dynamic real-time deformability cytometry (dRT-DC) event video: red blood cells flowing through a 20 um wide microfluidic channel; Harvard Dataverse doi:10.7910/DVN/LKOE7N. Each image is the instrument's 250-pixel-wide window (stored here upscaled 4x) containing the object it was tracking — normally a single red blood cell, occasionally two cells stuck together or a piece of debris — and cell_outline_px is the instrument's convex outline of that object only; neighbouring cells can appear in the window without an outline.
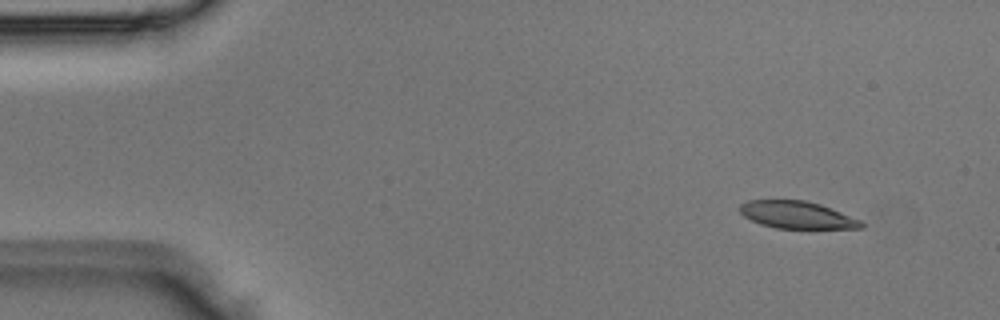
{"species": "Egyptian fruit bat (a non-hibernating species)", "species_latin": "Rousettus aegyptiacus", "temperature_condition": "room temperature", "stored_images_in_passage": 5, "camera_frame_rate_fps": 3000, "um_per_image_px": 0.085, "animal": {"sex": "male"}, "frame": {"image": 1, "passage_image": 1, "time_ms": 0.0, "image_size_px": [1000, 320], "cell_outline_px": [[864, 228], [776, 228], [760, 224], [744, 216], [740, 212], [740, 204], [748, 200], [804, 200], [820, 204], [860, 220], [864, 224]], "centroid_in_image_um": [67.72, 18.26], "position_along_channel_um": 17.3, "area_um2": 19.07}}
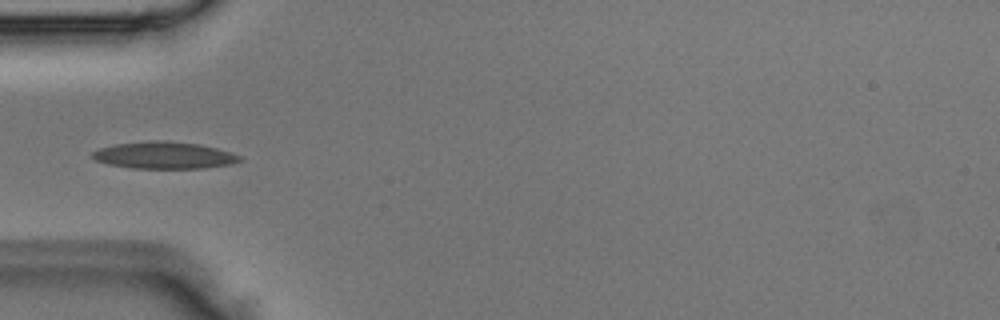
{"frame": {"image": 2, "passage_image": 4, "time_ms": 1.0, "image_size_px": [1000, 320], "cell_outline_px": [[244, 160], [232, 164], [204, 168], [132, 168], [108, 164], [96, 160], [92, 156], [92, 152], [100, 148], [116, 144], [152, 140], [168, 140], [200, 144], [216, 148], [240, 156]], "centroid_in_image_um": [13.97, 13.19], "position_along_channel_um": 71.0, "area_um2": 23.12}}
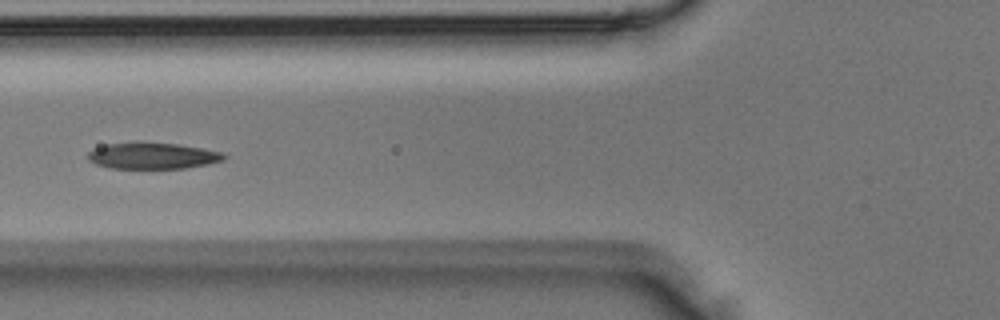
{"frame": {"image": 3, "passage_image": 5, "time_ms": 1.333, "image_size_px": [1000, 320], "cell_outline_px": [[228, 156], [224, 160], [208, 164], [184, 168], [108, 168], [96, 164], [88, 160], [88, 152], [92, 148], [104, 144], [180, 144], [220, 152]], "centroid_in_image_um": [12.95, 13.27], "position_along_channel_um": 112.8, "area_um2": 20.35}}